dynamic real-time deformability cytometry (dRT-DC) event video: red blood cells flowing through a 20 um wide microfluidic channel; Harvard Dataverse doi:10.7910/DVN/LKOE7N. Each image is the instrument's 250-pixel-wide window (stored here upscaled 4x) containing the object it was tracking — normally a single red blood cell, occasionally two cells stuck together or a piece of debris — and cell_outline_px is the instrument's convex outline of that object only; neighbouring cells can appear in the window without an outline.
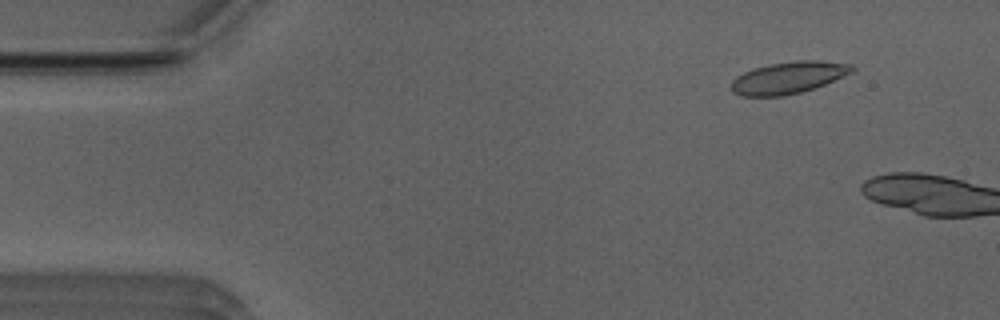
{"species": "Egyptian fruit bat (a non-hibernating species)", "species_latin": "Rousettus aegyptiacus", "temperature_condition": "room temperature", "stored_images_in_passage": 14, "camera_frame_rate_fps": 3000, "um_per_image_px": 0.085, "animal": {"sex": "male"}, "frame": {"image": 1, "passage_image": 5, "time_ms": 1.333, "image_size_px": [1000, 320], "cell_outline_px": [[856, 68], [852, 72], [824, 84], [800, 92], [784, 96], [740, 96], [732, 92], [732, 80], [736, 76], [744, 72], [756, 68], [772, 64], [796, 60], [820, 60], [852, 64]], "centroid_in_image_um": [67.01, 6.6], "position_along_channel_um": 18.0, "area_um2": 22.25}}